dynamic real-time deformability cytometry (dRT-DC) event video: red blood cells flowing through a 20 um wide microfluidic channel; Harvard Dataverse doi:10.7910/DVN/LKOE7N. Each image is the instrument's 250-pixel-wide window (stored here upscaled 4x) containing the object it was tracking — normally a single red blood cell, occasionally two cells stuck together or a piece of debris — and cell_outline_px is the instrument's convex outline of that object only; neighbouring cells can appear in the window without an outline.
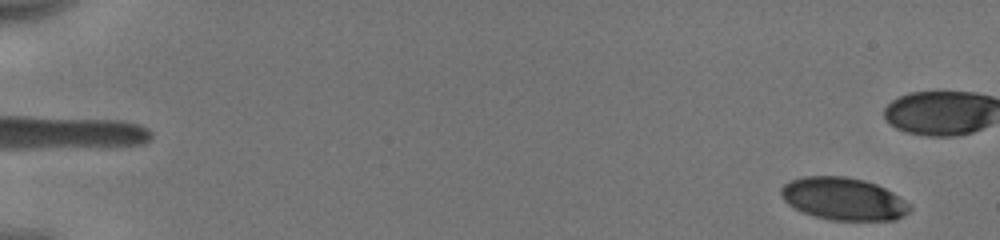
{"species": "human", "species_latin": "Homo sapiens", "temperature_condition": "cold", "stored_images_in_passage": 44, "camera_frame_rate_fps": 3000, "um_per_image_px": 0.085, "donor": {"sex": "male"}, "frame": {"image": 1, "passage_image": 2, "time_ms": 0.333, "image_size_px": [1000, 240], "cell_outline_px": [[912, 208], [904, 216], [896, 220], [832, 220], [812, 216], [788, 204], [784, 200], [780, 192], [780, 188], [784, 184], [792, 180], [804, 176], [844, 176], [864, 180], [876, 184], [892, 192], [912, 204]], "centroid_in_image_um": [71.72, 16.91], "position_along_channel_um": 13.3, "area_um2": 31.96}}
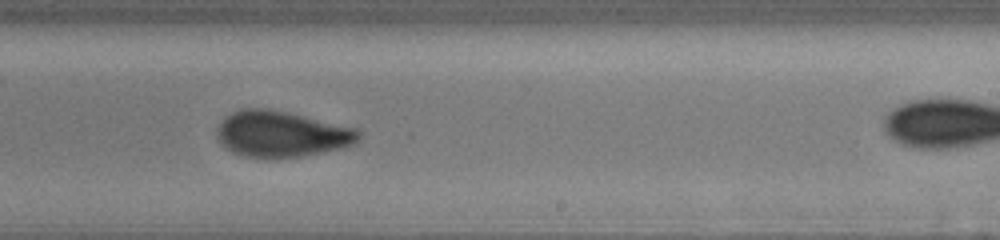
{"frame": {"image": 2, "passage_image": 34, "time_ms": 11.0, "image_size_px": [1000, 240], "cell_outline_px": [[360, 140], [352, 144], [340, 148], [300, 156], [244, 156], [232, 152], [224, 148], [220, 144], [216, 136], [216, 128], [220, 120], [224, 116], [240, 108], [268, 108], [356, 128], [360, 132]], "centroid_in_image_um": [23.85, 11.36], "position_along_channel_um": 265.2, "area_um2": 37.63}}
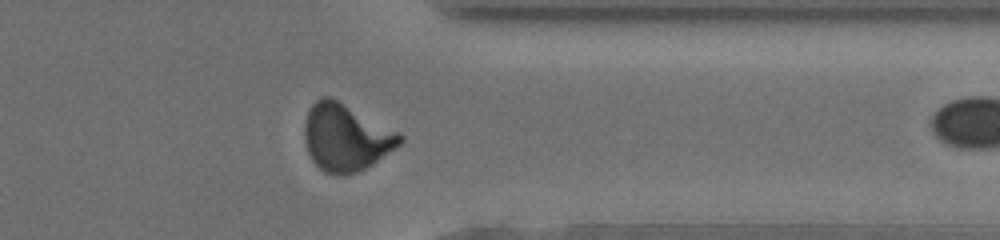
{"frame": {"image": 3, "passage_image": 43, "time_ms": 14.0, "image_size_px": [1000, 240], "cell_outline_px": [[404, 140], [400, 144], [372, 164], [356, 172], [344, 176], [340, 176], [324, 172], [312, 160], [308, 152], [304, 140], [304, 124], [308, 112], [312, 104], [316, 100], [324, 96], [328, 96], [400, 132], [404, 136]], "centroid_in_image_um": [29.39, 11.7], "position_along_channel_um": 382.0, "area_um2": 36.99}}